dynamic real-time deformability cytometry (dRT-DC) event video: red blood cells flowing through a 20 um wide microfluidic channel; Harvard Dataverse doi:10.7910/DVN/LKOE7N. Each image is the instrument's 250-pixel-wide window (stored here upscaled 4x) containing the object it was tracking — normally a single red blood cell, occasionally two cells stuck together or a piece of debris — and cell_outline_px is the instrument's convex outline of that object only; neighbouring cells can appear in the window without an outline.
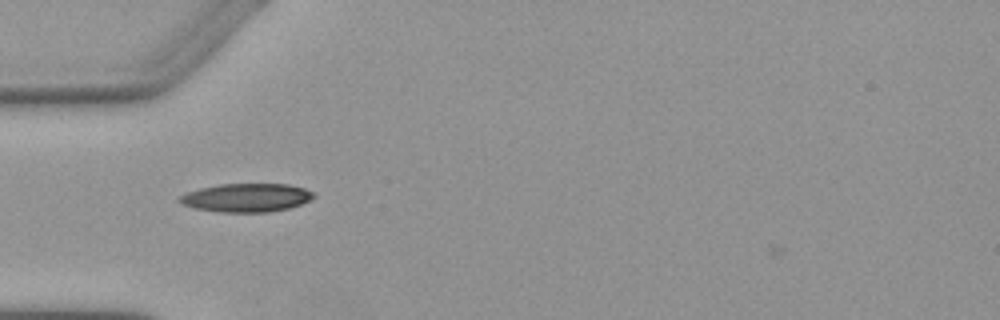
{"species": "Egyptian fruit bat (a non-hibernating species)", "species_latin": "Rousettus aegyptiacus", "temperature_condition": "warm", "stored_images_in_passage": 3, "camera_frame_rate_fps": 3000, "um_per_image_px": 0.085, "animal": {"sex": "female"}, "frame": {"image": 1, "passage_image": 2, "time_ms": 1.333, "image_size_px": [1000, 320], "cell_outline_px": [[316, 196], [300, 204], [288, 208], [268, 212], [216, 212], [196, 208], [180, 204], [176, 200], [180, 196], [188, 192], [200, 188], [220, 184], [288, 184], [304, 188], [312, 192]], "centroid_in_image_um": [20.91, 16.8], "position_along_channel_um": 64.1, "area_um2": 22.2}}
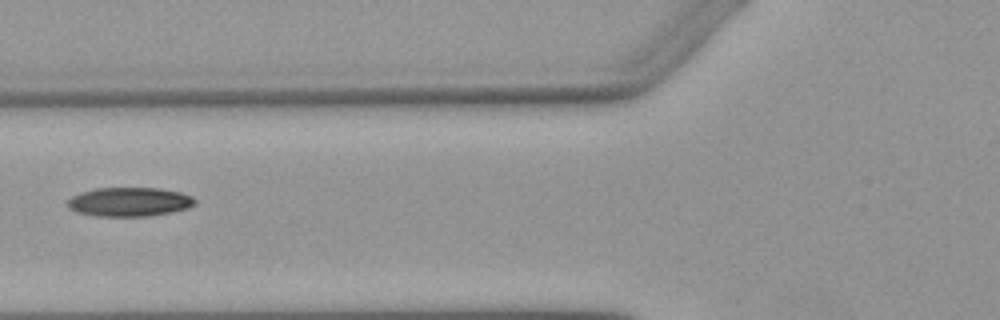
{"frame": {"image": 2, "passage_image": 3, "time_ms": 2.667, "image_size_px": [1000, 320], "cell_outline_px": [[196, 204], [188, 208], [172, 212], [148, 216], [96, 216], [76, 212], [68, 208], [68, 200], [72, 196], [96, 188], [160, 188], [180, 192], [192, 196], [196, 200]], "centroid_in_image_um": [11.03, 17.16], "position_along_channel_um": 114.8, "area_um2": 21.56}}